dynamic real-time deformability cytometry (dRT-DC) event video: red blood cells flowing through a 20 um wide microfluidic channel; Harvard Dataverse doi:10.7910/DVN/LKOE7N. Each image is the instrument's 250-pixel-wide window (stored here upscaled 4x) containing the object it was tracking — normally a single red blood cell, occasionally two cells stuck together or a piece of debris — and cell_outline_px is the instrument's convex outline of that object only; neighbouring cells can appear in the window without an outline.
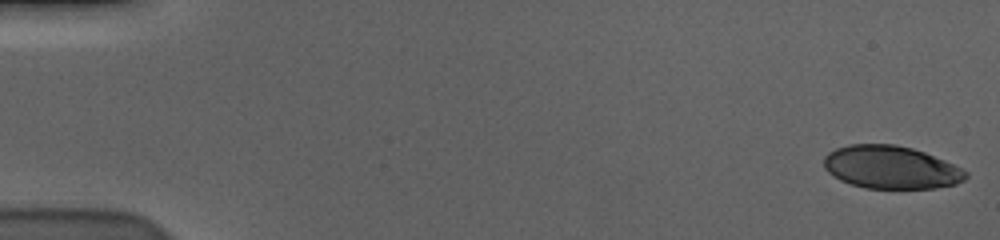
{"species": "human", "species_latin": "Homo sapiens", "temperature_condition": "cold", "stored_images_in_passage": 2, "camera_frame_rate_fps": 3000, "um_per_image_px": 0.085, "donor": {"sex": "male"}, "frame": {"image": 1, "passage_image": 1, "time_ms": 0.0, "image_size_px": [1000, 240], "cell_outline_px": [[968, 176], [964, 180], [956, 184], [936, 188], [864, 188], [840, 180], [828, 172], [824, 168], [824, 156], [828, 152], [836, 148], [848, 144], [896, 144], [912, 148], [924, 152], [944, 160], [968, 172]], "centroid_in_image_um": [75.71, 14.22], "position_along_channel_um": 9.3, "area_um2": 35.49}}